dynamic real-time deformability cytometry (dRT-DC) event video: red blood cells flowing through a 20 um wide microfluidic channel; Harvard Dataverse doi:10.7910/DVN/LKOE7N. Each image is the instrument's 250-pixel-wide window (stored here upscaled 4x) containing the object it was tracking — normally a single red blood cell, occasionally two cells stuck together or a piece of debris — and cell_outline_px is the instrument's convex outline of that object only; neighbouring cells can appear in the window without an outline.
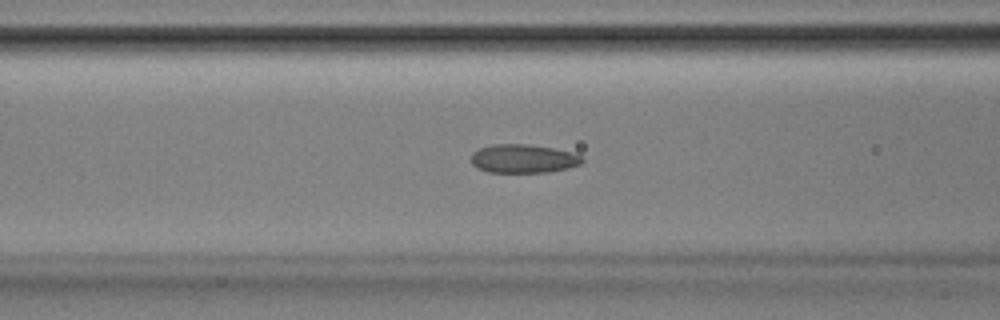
{"species": "Egyptian fruit bat (a non-hibernating species)", "species_latin": "Rousettus aegyptiacus", "temperature_condition": "room temperature", "stored_images_in_passage": 52, "camera_frame_rate_fps": 3000, "um_per_image_px": 0.085, "animal": {"sex": "male"}, "frame": {"image": 1, "passage_image": 21, "time_ms": 6.667, "image_size_px": [1000, 320], "cell_outline_px": [[584, 160], [580, 164], [568, 168], [548, 172], [488, 172], [476, 168], [472, 164], [472, 152], [480, 148], [492, 144], [528, 144], [552, 148], [572, 152], [580, 156]], "centroid_in_image_um": [44.46, 13.48], "position_along_channel_um": 122.1, "area_um2": 18.5}}
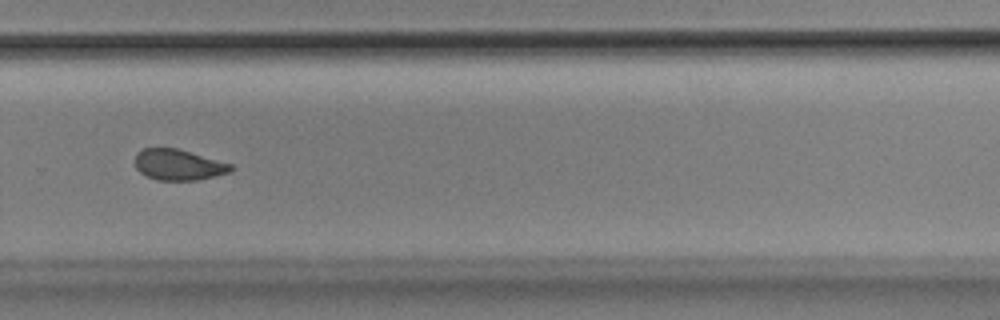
{"frame": {"image": 2, "passage_image": 36, "time_ms": 11.667, "image_size_px": [1000, 320], "cell_outline_px": [[236, 168], [232, 172], [196, 180], [156, 180], [140, 172], [136, 168], [136, 152], [140, 148], [176, 148], [232, 164]], "centroid_in_image_um": [15.18, 14.0], "position_along_channel_um": 314.6, "area_um2": 17.22}}
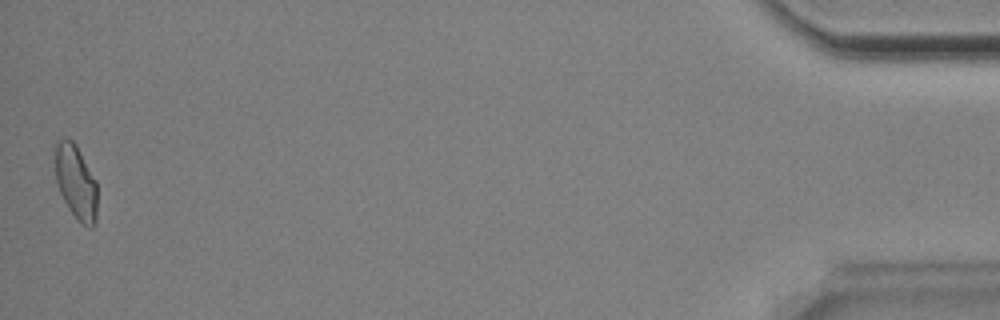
{"frame": {"image": 3, "passage_image": 52, "time_ms": 17.0, "image_size_px": [1000, 320], "cell_outline_px": [[96, 224], [92, 228], [88, 228], [68, 208], [60, 192], [56, 180], [52, 148], [64, 136], [72, 140], [76, 144], [96, 180]], "centroid_in_image_um": [6.42, 15.4], "position_along_channel_um": 428.8, "area_um2": 18.5}, "authors_computed_cell_mechanics": {"area_um2": 18.496, "velocity_mm_per_s": 3.8622, "shape_relaxation_time_tau1_ms": 4.2516, "shape_relaxation_time_tau2_ms": 1.4314, "deformation_change_tau1": 0.092, "deformation_change_tau2": 0.0634}}